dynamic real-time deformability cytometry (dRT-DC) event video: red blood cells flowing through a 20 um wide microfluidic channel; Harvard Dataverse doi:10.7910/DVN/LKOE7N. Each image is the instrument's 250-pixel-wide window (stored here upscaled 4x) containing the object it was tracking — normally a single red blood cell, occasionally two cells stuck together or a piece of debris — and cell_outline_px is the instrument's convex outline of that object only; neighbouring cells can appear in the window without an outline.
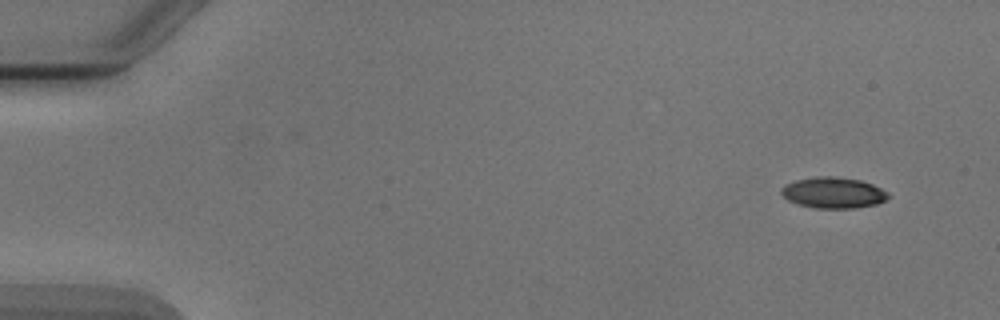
{"species": "Egyptian fruit bat (a non-hibernating species)", "species_latin": "Rousettus aegyptiacus", "temperature_condition": "cold", "stored_images_in_passage": 5, "camera_frame_rate_fps": 3000, "um_per_image_px": 0.085, "animal": {"sex": "male"}, "frame": {"image": 1, "passage_image": 1, "time_ms": 0.0, "image_size_px": [1000, 320], "cell_outline_px": [[892, 196], [876, 204], [856, 208], [816, 208], [800, 204], [788, 200], [780, 192], [780, 188], [784, 184], [796, 180], [812, 176], [836, 176], [860, 180], [872, 184], [888, 192]], "centroid_in_image_um": [70.83, 16.37], "position_along_channel_um": 14.2, "area_um2": 19.42}}
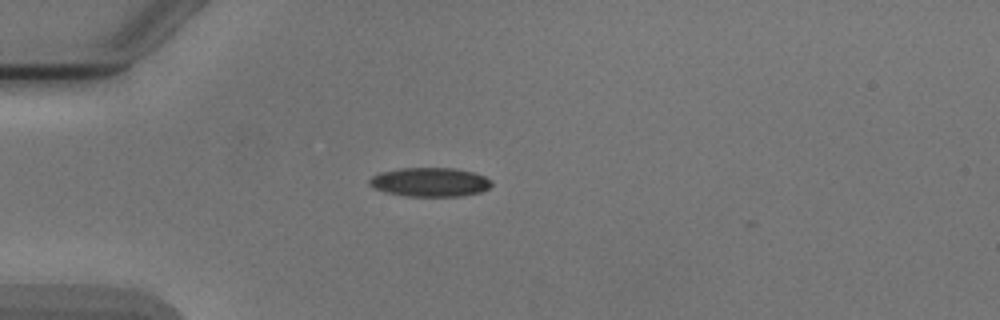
{"frame": {"image": 2, "passage_image": 4, "time_ms": 3.667, "image_size_px": [1000, 320], "cell_outline_px": [[492, 184], [488, 188], [480, 192], [460, 196], [404, 196], [384, 192], [368, 184], [368, 180], [372, 176], [380, 172], [400, 168], [456, 168], [472, 172], [484, 176], [492, 180]], "centroid_in_image_um": [36.53, 15.47], "position_along_channel_um": 48.5, "area_um2": 20.69}}